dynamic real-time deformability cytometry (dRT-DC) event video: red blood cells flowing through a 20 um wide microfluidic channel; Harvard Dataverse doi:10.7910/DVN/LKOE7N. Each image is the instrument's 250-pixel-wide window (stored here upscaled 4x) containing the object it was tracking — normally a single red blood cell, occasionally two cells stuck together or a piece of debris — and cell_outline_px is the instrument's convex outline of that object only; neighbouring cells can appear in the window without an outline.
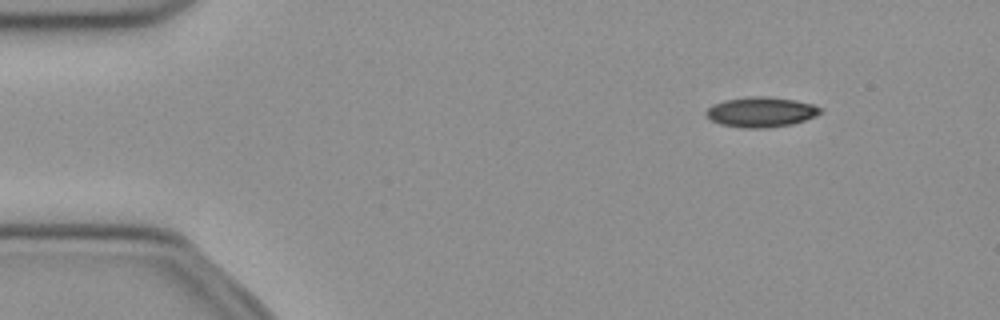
{"species": "common noctule bat (a hibernating species)", "species_latin": "Nyctalus noctula", "temperature_condition": "cold", "stored_images_in_passage": 49, "camera_frame_rate_fps": 3000, "um_per_image_px": 0.085, "animal": {"sex": "female", "body_mass_g": 21.9}, "frame": {"image": 1, "passage_image": 4, "time_ms": 1.0, "image_size_px": [1000, 320], "cell_outline_px": [[824, 112], [816, 116], [792, 124], [764, 128], [744, 128], [720, 124], [712, 120], [704, 112], [712, 104], [724, 100], [748, 96], [768, 96], [796, 100], [812, 104], [820, 108]], "centroid_in_image_um": [64.69, 9.51], "position_along_channel_um": 20.3, "area_um2": 20.11}}
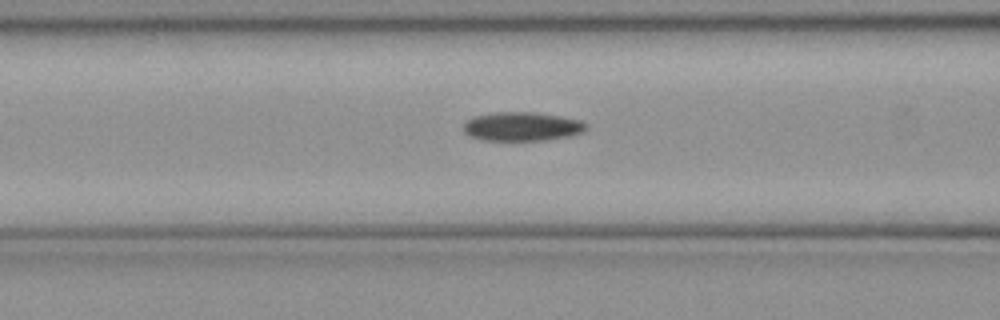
{"frame": {"image": 2, "passage_image": 18, "time_ms": 5.667, "image_size_px": [1000, 320], "cell_outline_px": [[588, 128], [584, 132], [572, 136], [548, 140], [480, 140], [464, 132], [464, 124], [472, 116], [492, 112], [536, 112], [560, 116], [580, 120], [588, 124]], "centroid_in_image_um": [44.41, 10.75], "position_along_channel_um": 122.2, "area_um2": 20.92}}
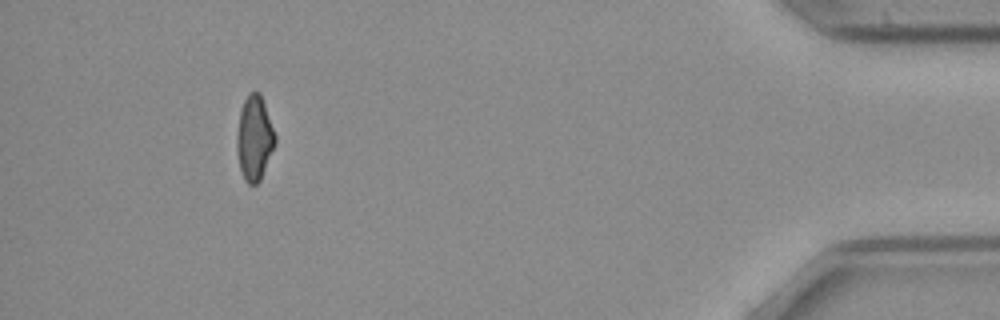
{"frame": {"image": 3, "passage_image": 45, "time_ms": 14.667, "image_size_px": [1000, 320], "cell_outline_px": [[276, 144], [260, 180], [256, 184], [248, 184], [244, 180], [240, 168], [236, 148], [236, 136], [240, 108], [248, 92], [260, 92], [276, 136]], "centroid_in_image_um": [21.61, 11.73], "position_along_channel_um": 413.6, "area_um2": 19.02}, "authors_computed_cell_mechanics": {"area_um2": 20.1144, "velocity_mm_per_s": 3.9851, "shape_relaxation_time_tau1_ms": null, "shape_relaxation_time_tau2_ms": 10.3741, "deformation_change_tau1": null, "deformation_change_tau2": 0.1808}}